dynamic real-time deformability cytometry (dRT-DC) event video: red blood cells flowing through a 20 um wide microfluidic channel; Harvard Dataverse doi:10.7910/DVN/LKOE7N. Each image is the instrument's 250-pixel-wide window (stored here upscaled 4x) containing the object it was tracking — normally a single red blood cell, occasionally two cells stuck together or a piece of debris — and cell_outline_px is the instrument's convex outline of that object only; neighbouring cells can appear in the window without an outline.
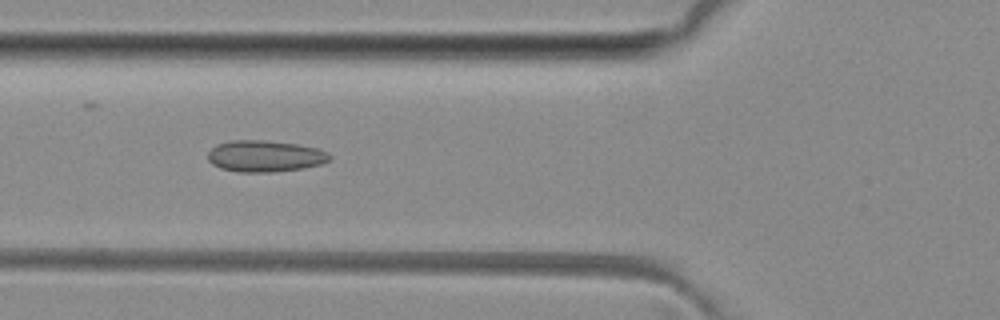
{"species": "common noctule bat (a hibernating species)", "species_latin": "Nyctalus noctula", "temperature_condition": "room temperature", "stored_images_in_passage": 7, "camera_frame_rate_fps": 3000, "um_per_image_px": 0.085, "animal": {"sex": "female", "body_mass_g": 29.2, "forearm_length_mm": 56.3}, "frame": {"image": 1, "passage_image": 5, "time_ms": 4.667, "image_size_px": [1000, 320], "cell_outline_px": [[332, 156], [328, 160], [320, 164], [300, 168], [272, 172], [240, 172], [220, 168], [212, 164], [208, 160], [208, 152], [216, 144], [232, 140], [264, 140], [296, 144], [316, 148], [328, 152]], "centroid_in_image_um": [22.48, 13.26], "position_along_channel_um": 103.3, "area_um2": 22.2}}
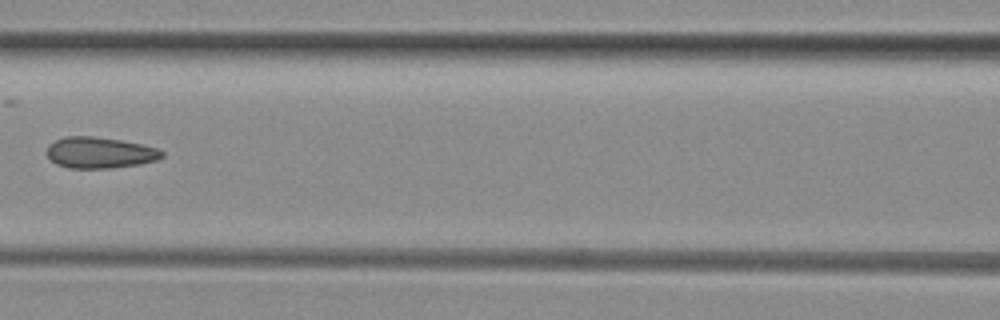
{"frame": {"image": 2, "passage_image": 6, "time_ms": 6.0, "image_size_px": [1000, 320], "cell_outline_px": [[164, 156], [156, 160], [140, 164], [112, 168], [68, 168], [56, 164], [44, 152], [48, 144], [64, 136], [92, 136], [120, 140], [140, 144], [156, 148], [164, 152]], "centroid_in_image_um": [8.44, 12.98], "position_along_channel_um": 158.2, "area_um2": 20.98}}
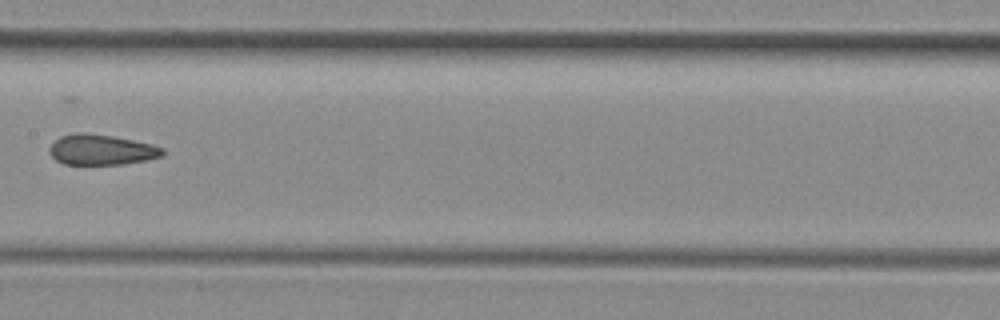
{"frame": {"image": 3, "passage_image": 7, "time_ms": 7.0, "image_size_px": [1000, 320], "cell_outline_px": [[164, 152], [160, 156], [148, 160], [124, 164], [64, 164], [56, 160], [48, 152], [48, 148], [60, 136], [80, 132], [84, 132], [112, 136], [152, 144], [164, 148]], "centroid_in_image_um": [8.61, 12.73], "position_along_channel_um": 198.8, "area_um2": 20.0}}